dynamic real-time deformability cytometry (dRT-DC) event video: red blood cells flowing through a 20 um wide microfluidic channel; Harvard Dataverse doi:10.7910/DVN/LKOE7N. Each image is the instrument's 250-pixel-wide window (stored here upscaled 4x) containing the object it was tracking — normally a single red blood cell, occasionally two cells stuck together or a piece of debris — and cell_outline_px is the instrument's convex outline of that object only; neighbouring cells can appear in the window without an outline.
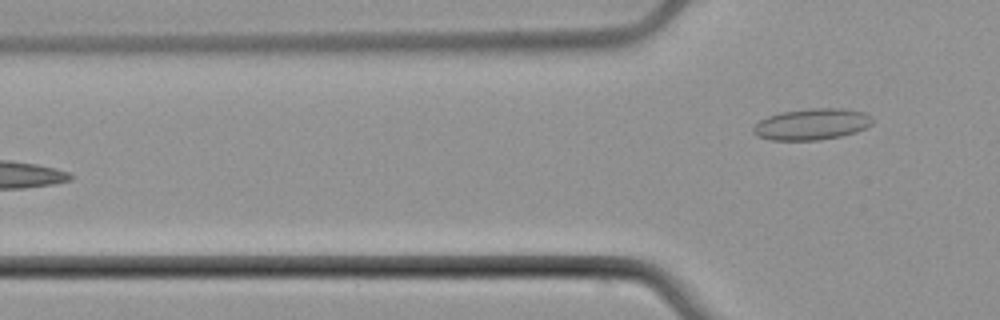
{"species": "common noctule bat (a hibernating species)", "species_latin": "Nyctalus noctula", "temperature_condition": "cold", "stored_images_in_passage": 4, "camera_frame_rate_fps": 3000, "um_per_image_px": 0.085, "animal": {"sex": "male", "body_mass_g": 21.5, "forearm_length_mm": 52.0}, "frame": {"image": 1, "passage_image": 4, "time_ms": 4.667, "image_size_px": [1000, 320], "cell_outline_px": [[872, 124], [856, 132], [840, 136], [820, 140], [772, 140], [756, 136], [752, 132], [752, 128], [760, 120], [768, 116], [780, 112], [808, 108], [844, 108], [864, 112], [872, 116]], "centroid_in_image_um": [68.99, 10.55], "position_along_channel_um": 56.8, "area_um2": 21.91}}